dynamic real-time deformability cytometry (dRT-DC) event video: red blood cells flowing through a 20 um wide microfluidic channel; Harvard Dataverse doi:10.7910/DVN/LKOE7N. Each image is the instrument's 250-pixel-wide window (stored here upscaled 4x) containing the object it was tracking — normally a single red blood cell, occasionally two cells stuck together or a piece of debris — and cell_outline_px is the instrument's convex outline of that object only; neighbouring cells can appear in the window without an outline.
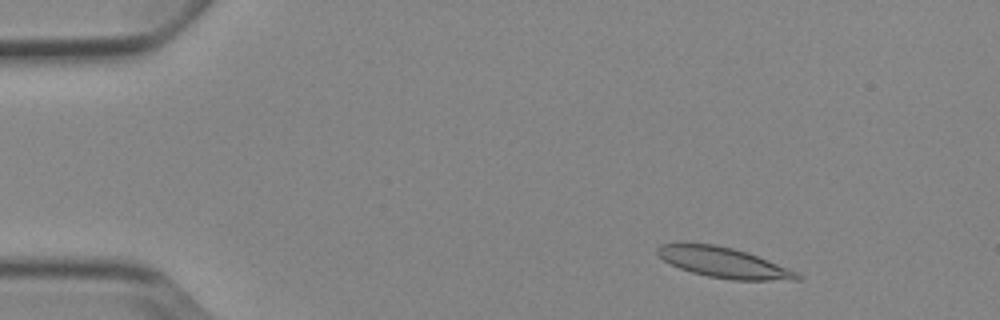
{"species": "Egyptian fruit bat (a non-hibernating species)", "species_latin": "Rousettus aegyptiacus", "temperature_condition": "cold", "stored_images_in_passage": 7, "camera_frame_rate_fps": 3000, "um_per_image_px": 0.085, "animal": {"sex": "female"}, "frame": {"image": 1, "passage_image": 2, "time_ms": 1.333, "image_size_px": [1000, 320], "cell_outline_px": [[804, 276], [800, 280], [732, 280], [708, 276], [692, 272], [680, 268], [664, 260], [656, 252], [656, 248], [660, 244], [680, 240], [712, 244], [732, 248], [748, 252], [788, 268]], "centroid_in_image_um": [61.45, 22.28], "position_along_channel_um": 23.5, "area_um2": 25.14}}
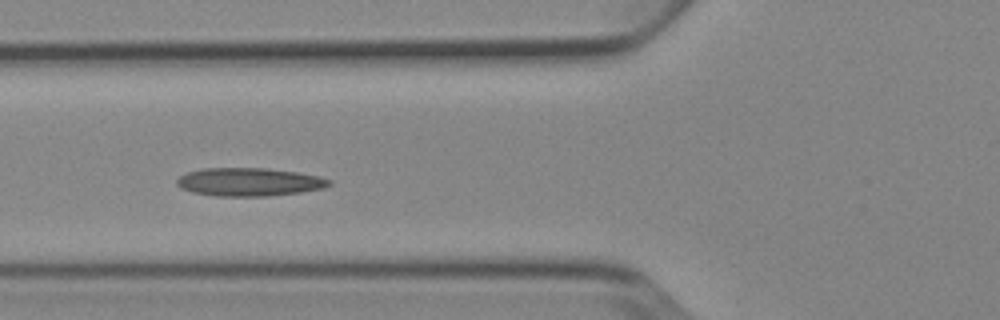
{"frame": {"image": 2, "passage_image": 5, "time_ms": 5.667, "image_size_px": [1000, 320], "cell_outline_px": [[332, 184], [324, 188], [300, 192], [268, 196], [216, 196], [192, 192], [180, 188], [176, 184], [176, 180], [180, 176], [188, 172], [204, 168], [268, 168], [296, 172], [320, 176], [332, 180]], "centroid_in_image_um": [21.19, 15.46], "position_along_channel_um": 104.6, "area_um2": 25.14}}
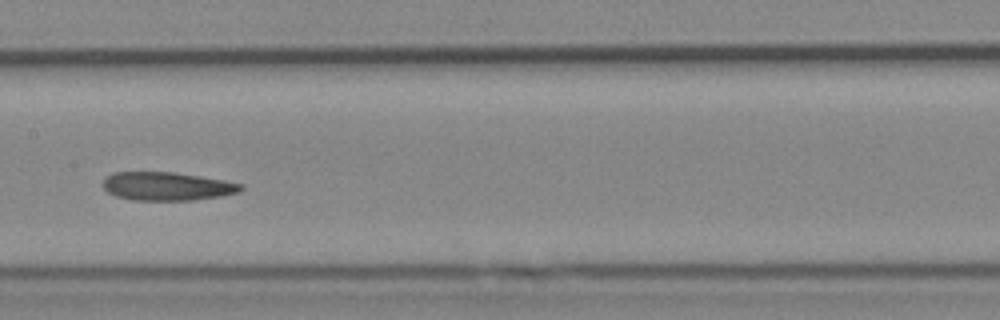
{"frame": {"image": 3, "passage_image": 7, "time_ms": 8.0, "image_size_px": [1000, 320], "cell_outline_px": [[244, 188], [240, 192], [220, 196], [192, 200], [132, 200], [116, 196], [108, 192], [100, 184], [104, 176], [112, 172], [172, 172], [200, 176], [224, 180], [244, 184]], "centroid_in_image_um": [14.16, 15.82], "position_along_channel_um": 193.2, "area_um2": 23.06}}